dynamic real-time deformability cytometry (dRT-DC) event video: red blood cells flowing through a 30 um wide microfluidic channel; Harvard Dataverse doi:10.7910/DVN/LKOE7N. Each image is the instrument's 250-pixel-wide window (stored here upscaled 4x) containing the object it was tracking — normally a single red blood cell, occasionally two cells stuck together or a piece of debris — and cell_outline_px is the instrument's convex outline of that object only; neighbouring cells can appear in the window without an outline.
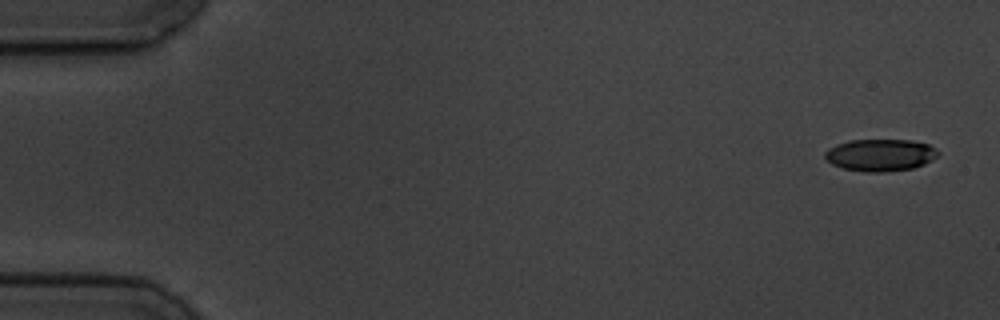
{"species": "common noctule bat (a hibernating species)", "species_latin": "Nyctalus noctula", "temperature_condition": "cold", "stored_images_in_passage": 5, "segment_of_instrument_passage": [1, 2], "camera_frame_rate_fps": 3000, "um_per_image_px": 0.085, "animal": {"sex": "male", "body_mass_g": 19.5, "forearm_length_mm": 54.6}, "frame": {"image": 1, "passage_image": 1, "time_ms": 0.0, "image_size_px": [1000, 320], "cell_outline_px": [[940, 152], [932, 160], [924, 164], [912, 168], [884, 172], [864, 172], [840, 168], [832, 164], [824, 156], [824, 152], [828, 148], [836, 144], [848, 140], [912, 140], [928, 144], [936, 148]], "centroid_in_image_um": [74.81, 13.17], "position_along_channel_um": 10.2, "area_um2": 21.33}}
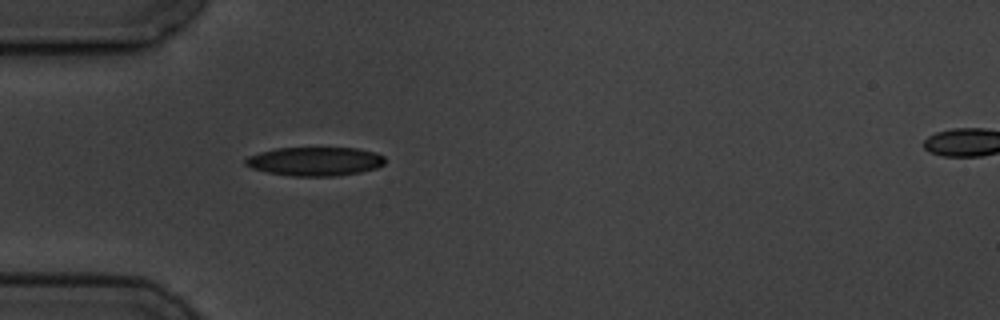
{"frame": {"image": 2, "passage_image": 4, "time_ms": 5.0, "image_size_px": [1000, 320], "cell_outline_px": [[384, 164], [376, 168], [360, 172], [336, 176], [292, 176], [268, 172], [252, 168], [244, 164], [244, 160], [248, 156], [260, 152], [276, 148], [356, 148], [376, 152], [384, 156]], "centroid_in_image_um": [26.78, 13.71], "position_along_channel_um": 58.2, "area_um2": 23.41}}